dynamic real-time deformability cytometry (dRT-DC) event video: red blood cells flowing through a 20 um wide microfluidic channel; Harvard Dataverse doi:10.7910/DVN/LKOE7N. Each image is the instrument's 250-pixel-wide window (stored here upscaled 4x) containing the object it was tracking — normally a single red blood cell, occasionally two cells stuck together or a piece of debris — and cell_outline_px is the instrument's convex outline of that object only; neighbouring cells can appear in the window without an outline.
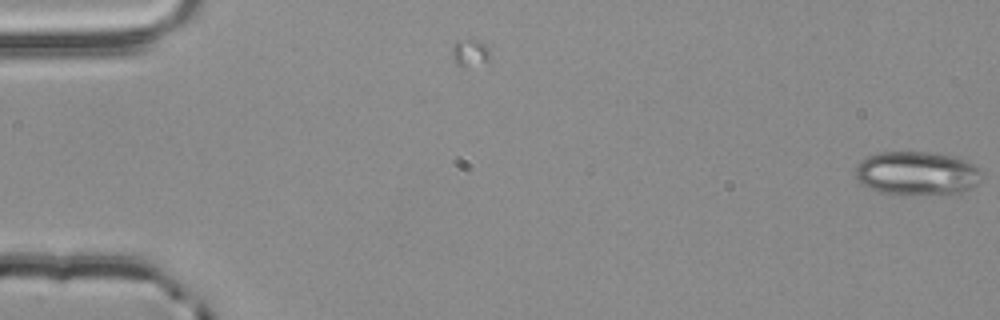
{"species": "common noctule bat (a hibernating species)", "species_latin": "Nyctalus noctula", "temperature_condition": "room temperature", "stored_images_in_passage": 5, "camera_frame_rate_fps": 3000, "um_per_image_px": 0.085, "animal": {"sex": "male", "body_mass_g": 20.4}, "frame": {"image": 1, "passage_image": 1, "time_ms": 0.0, "image_size_px": [1000, 320], "cell_outline_px": [[984, 172], [976, 184], [972, 188], [964, 192], [904, 196], [880, 192], [868, 188], [856, 180], [856, 168], [860, 160], [868, 156], [880, 152], [928, 152], [956, 156], [980, 168]], "centroid_in_image_um": [77.94, 14.75], "position_along_channel_um": 7.1, "area_um2": 32.71}}